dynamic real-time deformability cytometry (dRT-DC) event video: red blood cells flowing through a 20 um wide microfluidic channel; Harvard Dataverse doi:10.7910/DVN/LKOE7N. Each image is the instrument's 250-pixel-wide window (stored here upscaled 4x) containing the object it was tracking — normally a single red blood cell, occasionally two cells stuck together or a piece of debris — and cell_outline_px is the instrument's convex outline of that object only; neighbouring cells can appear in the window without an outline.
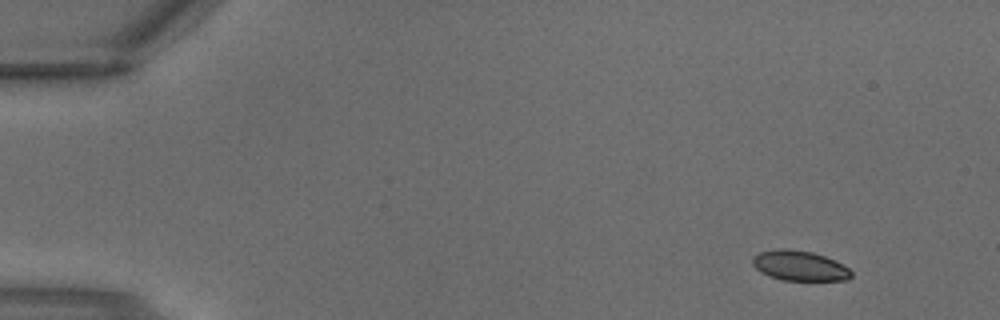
{"species": "common noctule bat (a hibernating species)", "species_latin": "Nyctalus noctula", "temperature_condition": "warm", "stored_images_in_passage": 4, "segment_of_instrument_passage": [2, 2], "camera_frame_rate_fps": 3000, "um_per_image_px": 0.085, "animal": {"sex": "male", "body_mass_g": 18.8}, "frame": {"image": 1, "passage_image": 4, "time_ms": 1.0, "image_size_px": [1000, 320], "cell_outline_px": [[852, 276], [848, 280], [784, 280], [760, 272], [752, 264], [752, 256], [760, 252], [776, 248], [788, 248], [812, 252], [824, 256], [848, 268], [852, 272]], "centroid_in_image_um": [67.93, 22.57], "position_along_channel_um": 17.1, "area_um2": 17.17}}